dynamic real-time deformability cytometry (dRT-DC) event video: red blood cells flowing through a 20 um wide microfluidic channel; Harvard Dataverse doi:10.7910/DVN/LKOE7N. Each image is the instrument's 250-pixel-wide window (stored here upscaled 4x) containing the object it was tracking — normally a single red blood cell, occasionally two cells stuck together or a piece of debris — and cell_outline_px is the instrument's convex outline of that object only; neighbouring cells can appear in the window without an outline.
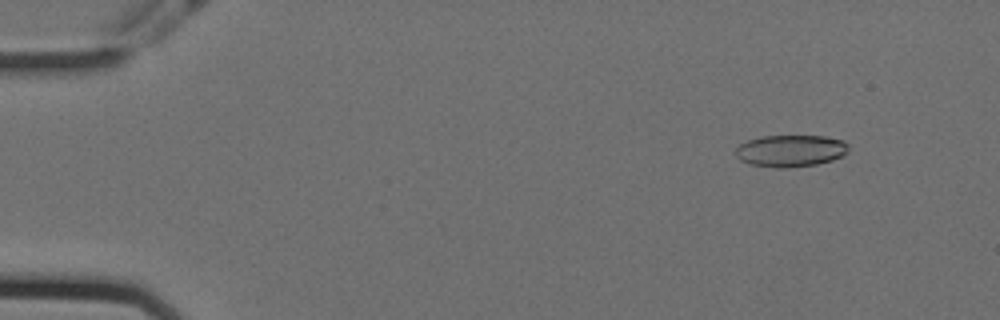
{"species": "Egyptian fruit bat (a non-hibernating species)", "species_latin": "Rousettus aegyptiacus", "temperature_condition": "cold", "stored_images_in_passage": 57, "camera_frame_rate_fps": 3000, "um_per_image_px": 0.085, "animal": {"sex": "female"}, "frame": {"image": 1, "passage_image": 6, "time_ms": 1.667, "image_size_px": [1000, 320], "cell_outline_px": [[848, 152], [844, 156], [832, 160], [816, 164], [784, 168], [776, 168], [752, 164], [740, 160], [736, 156], [736, 148], [740, 144], [748, 140], [760, 136], [824, 136], [844, 140], [848, 144]], "centroid_in_image_um": [67.23, 12.81], "position_along_channel_um": 17.8, "area_um2": 21.04}}
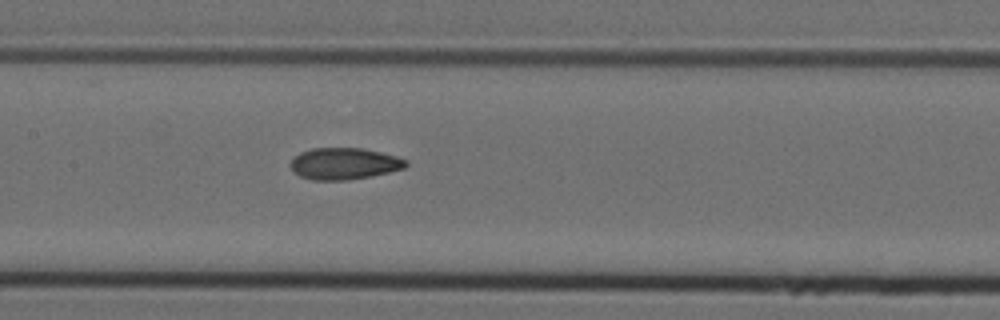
{"frame": {"image": 2, "passage_image": 28, "time_ms": 9.0, "image_size_px": [1000, 320], "cell_outline_px": [[408, 164], [404, 168], [388, 172], [348, 180], [312, 180], [300, 176], [288, 164], [300, 152], [312, 148], [360, 148], [380, 152], [396, 156], [408, 160]], "centroid_in_image_um": [29.25, 13.9], "position_along_channel_um": 178.2, "area_um2": 21.1}}
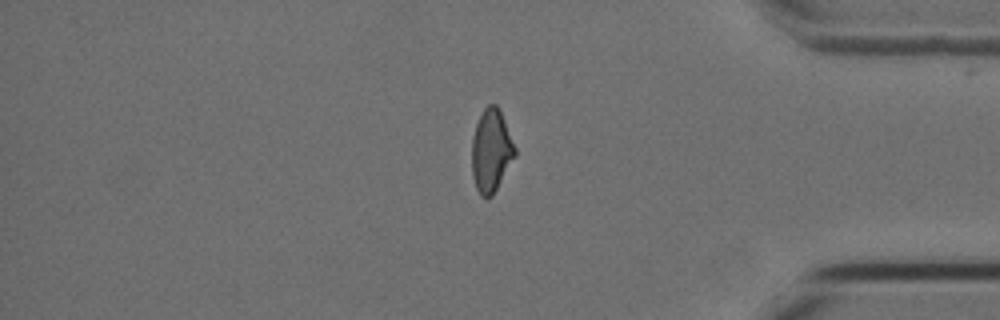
{"frame": {"image": 3, "passage_image": 48, "time_ms": 15.667, "image_size_px": [1000, 320], "cell_outline_px": [[516, 156], [492, 196], [488, 200], [480, 196], [476, 188], [472, 176], [472, 136], [476, 124], [484, 108], [488, 104], [496, 104], [500, 108], [516, 148]], "centroid_in_image_um": [41.75, 12.82], "position_along_channel_um": 393.4, "area_um2": 21.1}, "authors_computed_cell_mechanics": {"area_um2": 21.2704, "velocity_mm_per_s": 3.581, "shape_relaxation_time_tau1_ms": 10.2337, "shape_relaxation_time_tau2_ms": 2.0454, "deformation_change_tau1": 0.2163, "deformation_change_tau2": 0.0794}}